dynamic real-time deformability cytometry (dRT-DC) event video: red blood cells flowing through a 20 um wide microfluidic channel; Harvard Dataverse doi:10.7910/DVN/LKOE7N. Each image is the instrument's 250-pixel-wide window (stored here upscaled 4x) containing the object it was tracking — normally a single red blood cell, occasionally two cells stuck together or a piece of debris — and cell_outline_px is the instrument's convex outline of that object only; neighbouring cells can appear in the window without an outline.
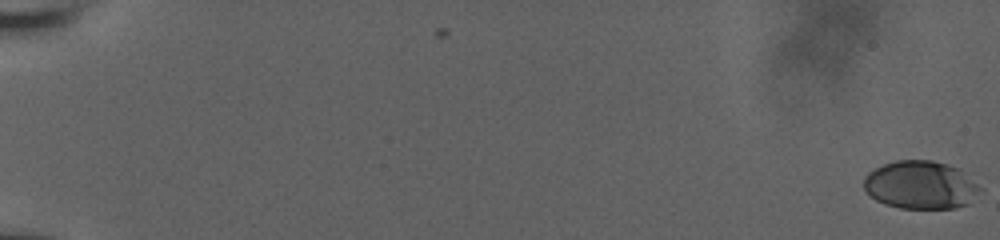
{"species": "human", "species_latin": "Homo sapiens", "temperature_condition": "room temperature", "stored_images_in_passage": 59, "camera_frame_rate_fps": 3000, "um_per_image_px": 0.085, "donor": {"sex": "male"}, "frame": {"image": 1, "passage_image": 1, "time_ms": 0.0, "image_size_px": [1000, 240], "cell_outline_px": [[984, 188], [968, 204], [956, 208], [900, 208], [884, 204], [876, 200], [864, 188], [864, 176], [868, 172], [884, 164], [896, 160], [932, 160], [948, 164], [960, 168]], "centroid_in_image_um": [78.3, 15.71], "position_along_channel_um": 6.7, "area_um2": 32.89}}
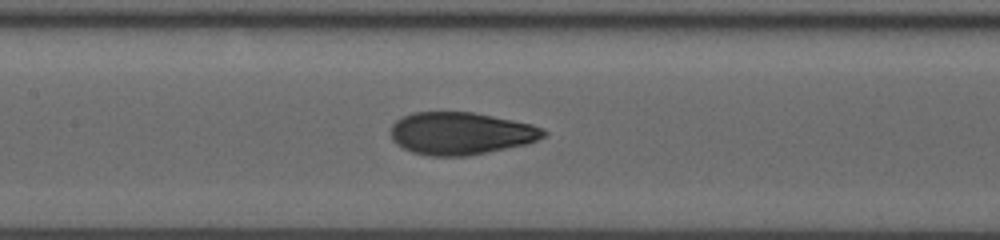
{"frame": {"image": 2, "passage_image": 32, "time_ms": 10.333, "image_size_px": [1000, 240], "cell_outline_px": [[548, 132], [544, 136], [536, 140], [524, 144], [488, 152], [468, 156], [428, 156], [412, 152], [396, 144], [392, 140], [392, 124], [400, 116], [412, 112], [472, 112], [532, 124], [544, 128]], "centroid_in_image_um": [39.14, 11.33], "position_along_channel_um": 168.3, "area_um2": 37.8}}
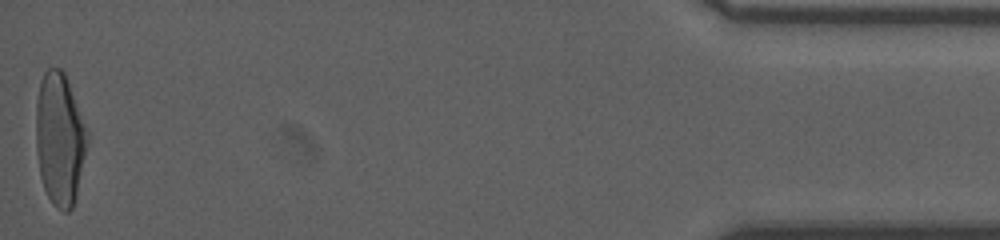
{"frame": {"image": 3, "passage_image": 59, "time_ms": 19.333, "image_size_px": [1000, 240], "cell_outline_px": [[88, 144], [76, 196], [72, 208], [68, 212], [64, 212], [56, 208], [52, 204], [44, 188], [40, 176], [36, 152], [36, 104], [40, 80], [44, 72], [48, 68], [60, 68], [64, 72], [88, 132]], "centroid_in_image_um": [5.06, 11.84], "position_along_channel_um": 430.1, "area_um2": 39.71}, "authors_computed_cell_mechanics": {"area_um2": 37.281, "velocity_mm_per_s": 3.8346, "shape_relaxation_time_tau1_ms": 7.9965, "shape_relaxation_time_tau2_ms": 0.9171, "deformation_change_tau1": 0.25, "deformation_change_tau2": 0.0681}}